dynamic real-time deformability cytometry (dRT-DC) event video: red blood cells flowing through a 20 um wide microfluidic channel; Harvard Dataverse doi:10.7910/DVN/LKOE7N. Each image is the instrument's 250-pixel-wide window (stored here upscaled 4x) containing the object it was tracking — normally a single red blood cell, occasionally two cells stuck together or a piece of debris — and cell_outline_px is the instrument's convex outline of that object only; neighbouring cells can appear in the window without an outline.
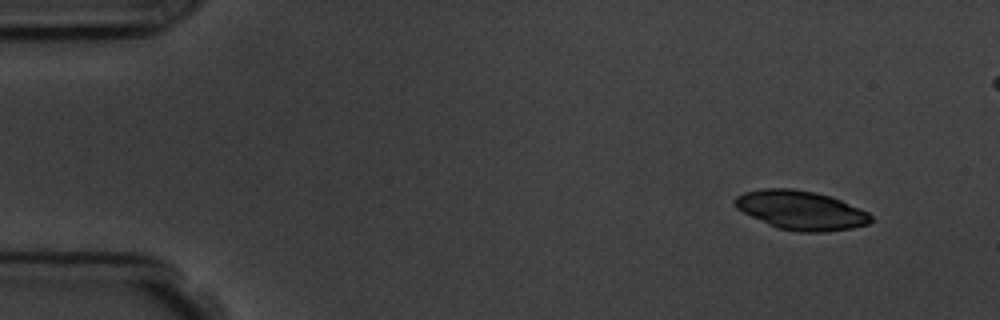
{"species": "common noctule bat (a hibernating species)", "species_latin": "Nyctalus noctula", "temperature_condition": "room temperature", "stored_images_in_passage": 5, "camera_frame_rate_fps": 3000, "um_per_image_px": 0.085, "animal": {"sex": "male", "body_mass_g": 19.5, "forearm_length_mm": 54.6}, "frame": {"image": 1, "passage_image": 1, "time_ms": 0.0, "image_size_px": [1000, 320], "cell_outline_px": [[872, 220], [868, 224], [852, 228], [824, 232], [800, 232], [776, 228], [736, 208], [732, 200], [736, 196], [744, 192], [764, 188], [792, 188], [816, 192], [840, 200], [868, 212], [872, 216]], "centroid_in_image_um": [68.06, 17.87], "position_along_channel_um": 16.9, "area_um2": 30.87}}